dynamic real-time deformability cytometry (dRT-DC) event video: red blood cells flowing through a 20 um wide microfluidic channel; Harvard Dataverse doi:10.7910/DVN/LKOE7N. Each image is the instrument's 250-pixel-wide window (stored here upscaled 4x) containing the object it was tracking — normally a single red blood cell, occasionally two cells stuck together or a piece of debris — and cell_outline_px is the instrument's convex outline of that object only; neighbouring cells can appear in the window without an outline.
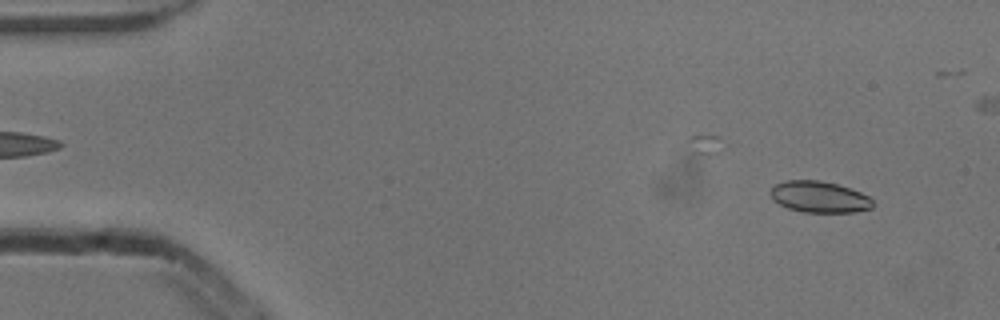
{"species": "common noctule bat (a hibernating species)", "species_latin": "Nyctalus noctula", "temperature_condition": "cold", "stored_images_in_passage": 35, "camera_frame_rate_fps": 3000, "um_per_image_px": 0.085, "animal": {"sex": "male", "body_mass_g": 13.3}, "frame": {"image": 1, "passage_image": 4, "time_ms": 1.0, "image_size_px": [1000, 320], "cell_outline_px": [[872, 208], [856, 212], [804, 212], [788, 208], [772, 200], [772, 188], [776, 184], [784, 180], [820, 180], [836, 184], [860, 192], [868, 196], [872, 200]], "centroid_in_image_um": [69.64, 16.74], "position_along_channel_um": 15.4, "area_um2": 18.5}}
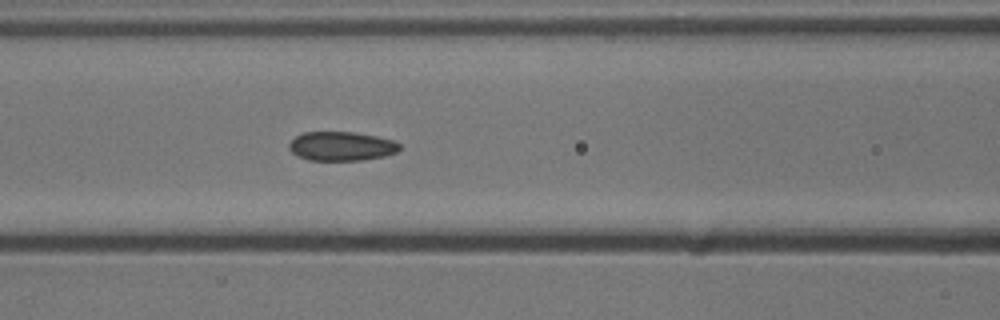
{"frame": {"image": 2, "passage_image": 22, "time_ms": 7.0, "image_size_px": [1000, 320], "cell_outline_px": [[400, 148], [396, 152], [384, 156], [360, 160], [308, 160], [292, 152], [288, 148], [288, 144], [296, 136], [304, 132], [356, 132], [376, 136], [392, 140], [400, 144]], "centroid_in_image_um": [29.01, 12.42], "position_along_channel_um": 137.6, "area_um2": 18.61}}
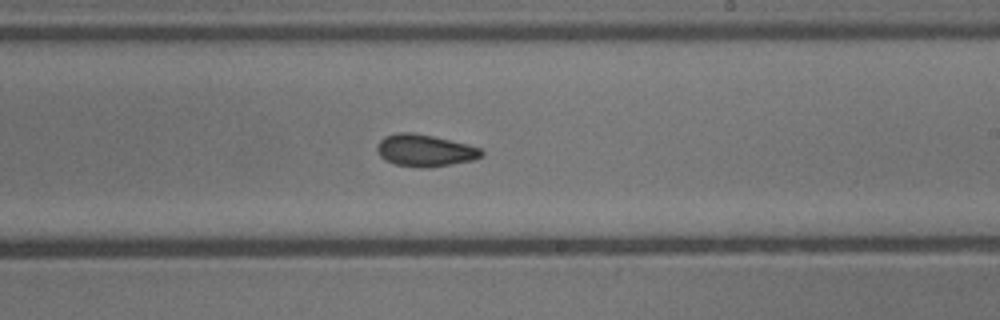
{"frame": {"image": 3, "passage_image": 31, "time_ms": 10.0, "image_size_px": [1000, 320], "cell_outline_px": [[484, 156], [472, 160], [428, 168], [420, 168], [396, 164], [384, 160], [380, 156], [376, 148], [376, 144], [384, 136], [396, 132], [412, 132], [432, 136], [468, 144], [480, 148], [484, 152]], "centroid_in_image_um": [36.09, 12.78], "position_along_channel_um": 252.9, "area_um2": 19.59}}